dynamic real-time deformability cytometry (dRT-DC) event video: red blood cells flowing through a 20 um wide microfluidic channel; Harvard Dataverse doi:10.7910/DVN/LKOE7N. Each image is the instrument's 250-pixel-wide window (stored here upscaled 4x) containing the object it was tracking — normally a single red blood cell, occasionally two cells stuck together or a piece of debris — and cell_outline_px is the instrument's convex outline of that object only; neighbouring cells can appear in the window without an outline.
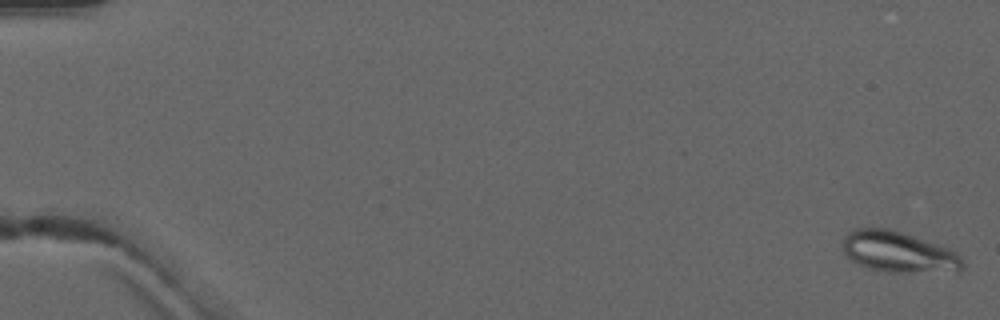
{"species": "common noctule bat (a hibernating species)", "species_latin": "Nyctalus noctula", "temperature_condition": "warm", "stored_images_in_passage": 3, "camera_frame_rate_fps": 3000, "um_per_image_px": 0.085, "animal": {"sex": "male", "forearm_length_mm": 52.5}, "frame": {"image": 1, "passage_image": 1, "time_ms": 0.0, "image_size_px": [1000, 320], "cell_outline_px": [[964, 268], [960, 272], [888, 272], [868, 268], [852, 260], [844, 252], [844, 236], [848, 232], [856, 228], [888, 228], [940, 244], [948, 248], [960, 256], [964, 264]], "centroid_in_image_um": [76.42, 21.43], "position_along_channel_um": 8.6, "area_um2": 28.61}}